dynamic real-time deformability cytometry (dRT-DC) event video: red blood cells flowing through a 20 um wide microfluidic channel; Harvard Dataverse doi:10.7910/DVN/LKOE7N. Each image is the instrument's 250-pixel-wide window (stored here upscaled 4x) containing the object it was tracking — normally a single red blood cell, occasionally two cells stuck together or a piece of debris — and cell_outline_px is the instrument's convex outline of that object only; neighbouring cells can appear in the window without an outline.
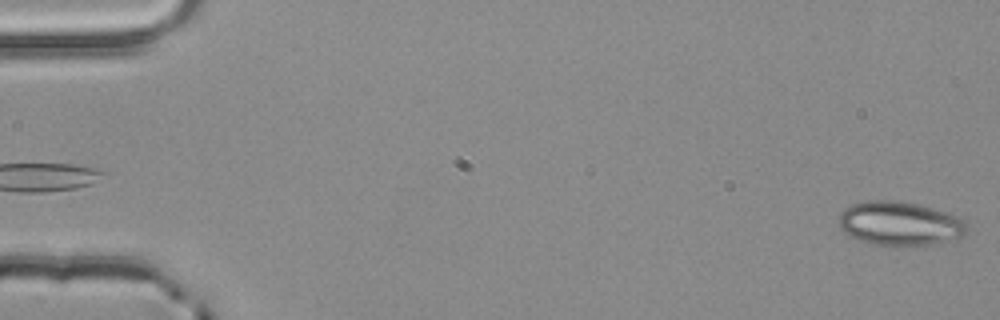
{"species": "common noctule bat (a hibernating species)", "species_latin": "Nyctalus noctula", "temperature_condition": "room temperature", "stored_images_in_passage": 3, "camera_frame_rate_fps": 3000, "um_per_image_px": 0.085, "animal": {"sex": "male", "body_mass_g": 20.4}, "frame": {"image": 1, "passage_image": 3, "time_ms": 0.667, "image_size_px": [1000, 320], "cell_outline_px": [[968, 232], [964, 236], [928, 244], [872, 244], [860, 240], [852, 236], [840, 228], [840, 212], [844, 208], [852, 204], [868, 200], [896, 200], [916, 204], [932, 208], [944, 212], [964, 220], [968, 228]], "centroid_in_image_um": [76.47, 18.97], "position_along_channel_um": 8.5, "area_um2": 32.08}}